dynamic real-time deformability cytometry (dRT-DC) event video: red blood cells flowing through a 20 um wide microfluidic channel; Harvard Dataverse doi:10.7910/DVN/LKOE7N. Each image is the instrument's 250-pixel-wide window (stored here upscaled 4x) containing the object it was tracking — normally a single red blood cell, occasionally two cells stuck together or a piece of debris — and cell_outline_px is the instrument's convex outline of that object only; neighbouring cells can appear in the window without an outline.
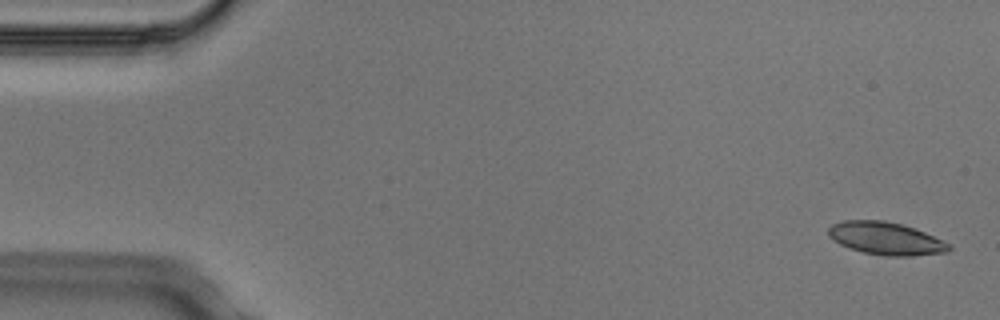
{"species": "Egyptian fruit bat (a non-hibernating species)", "species_latin": "Rousettus aegyptiacus", "temperature_condition": "cold", "stored_images_in_passage": 10, "segment_of_instrument_passage": [1, 2], "camera_frame_rate_fps": 3000, "um_per_image_px": 0.085, "animal": {"sex": "male"}, "frame": {"image": 1, "passage_image": 1, "time_ms": 0.0, "image_size_px": [1000, 320], "cell_outline_px": [[952, 248], [948, 252], [912, 256], [884, 256], [864, 252], [848, 248], [832, 240], [828, 236], [828, 228], [832, 224], [844, 220], [884, 220], [900, 224], [924, 232], [948, 244]], "centroid_in_image_um": [75.24, 20.27], "position_along_channel_um": 9.8, "area_um2": 22.83}}
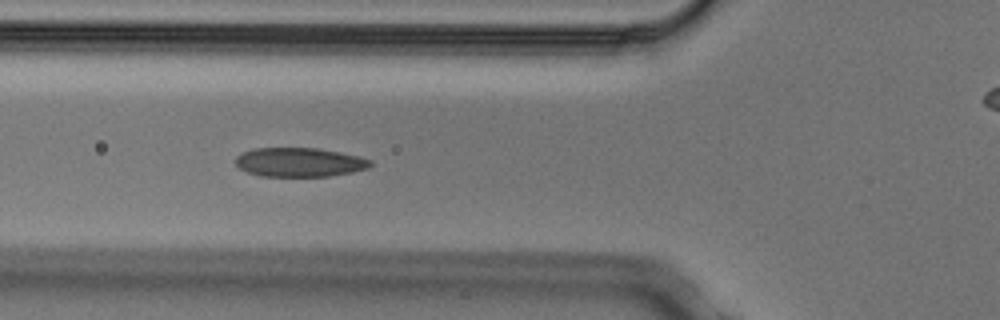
{"frame": {"image": 2, "passage_image": 6, "time_ms": 1.667, "image_size_px": [1000, 320], "cell_outline_px": [[372, 164], [368, 168], [352, 172], [328, 176], [260, 176], [248, 172], [240, 168], [236, 164], [236, 156], [252, 148], [316, 148], [340, 152], [360, 156], [372, 160]], "centroid_in_image_um": [25.47, 13.78], "position_along_channel_um": 100.3, "area_um2": 22.83}}
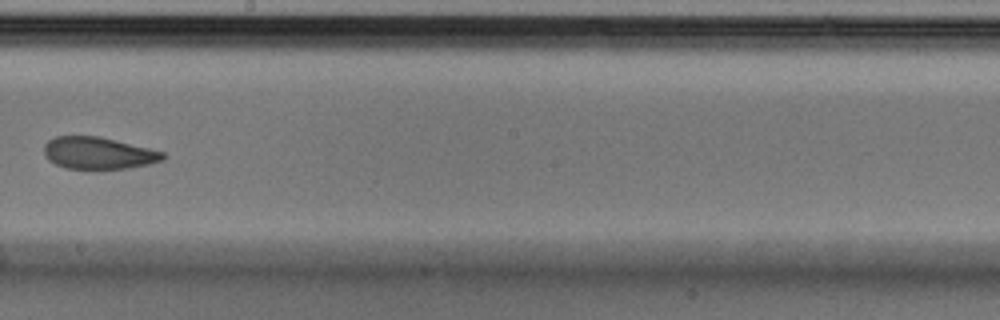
{"frame": {"image": 3, "passage_image": 9, "time_ms": 2.667, "image_size_px": [1000, 320], "cell_outline_px": [[164, 160], [148, 164], [128, 168], [100, 172], [96, 172], [64, 168], [48, 160], [44, 156], [44, 144], [48, 140], [56, 136], [100, 136], [164, 152]], "centroid_in_image_um": [8.32, 13.06], "position_along_channel_um": 239.9, "area_um2": 23.0}}